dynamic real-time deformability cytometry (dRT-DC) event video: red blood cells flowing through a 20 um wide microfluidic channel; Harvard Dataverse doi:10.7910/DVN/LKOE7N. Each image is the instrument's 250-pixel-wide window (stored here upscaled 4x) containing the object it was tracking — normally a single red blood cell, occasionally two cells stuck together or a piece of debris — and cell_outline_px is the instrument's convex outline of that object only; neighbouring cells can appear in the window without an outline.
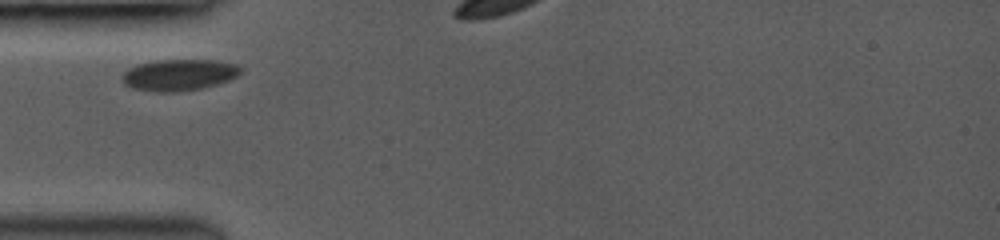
{"species": "common noctule bat (a hibernating species)", "species_latin": "Nyctalus noctula", "temperature_condition": "room temperature", "stored_images_in_passage": 3, "camera_frame_rate_fps": 3000, "um_per_image_px": 0.085, "animal": {"sex": "female", "body_mass_g": 19.0, "forearm_length_mm": 53.3}, "frame": {"image": 1, "passage_image": 1, "time_ms": 0.0, "image_size_px": [1000, 240], "cell_outline_px": [[244, 72], [228, 80], [216, 84], [200, 88], [180, 92], [156, 92], [132, 88], [124, 84], [120, 80], [120, 76], [128, 68], [136, 64], [156, 60], [220, 60], [240, 64], [244, 68]], "centroid_in_image_um": [15.23, 6.35], "position_along_channel_um": 69.8, "area_um2": 22.2}}